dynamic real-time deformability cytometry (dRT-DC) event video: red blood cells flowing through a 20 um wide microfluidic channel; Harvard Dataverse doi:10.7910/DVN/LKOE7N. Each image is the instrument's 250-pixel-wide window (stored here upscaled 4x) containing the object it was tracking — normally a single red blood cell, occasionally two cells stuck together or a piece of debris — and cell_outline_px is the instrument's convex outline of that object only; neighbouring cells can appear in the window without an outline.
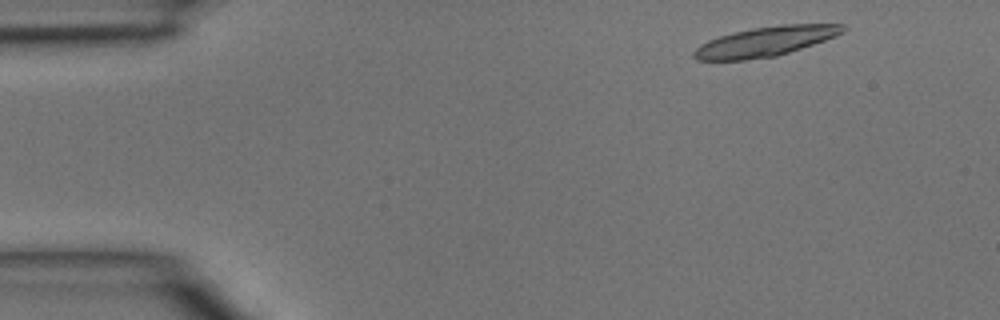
{"species": "common noctule bat (a hibernating species)", "species_latin": "Nyctalus noctula", "temperature_condition": "room temperature", "stored_images_in_passage": 4, "segment_of_instrument_passage": [2, 2], "camera_frame_rate_fps": 3000, "um_per_image_px": 0.085, "animal": {"sex": "male", "body_mass_g": 15.6}, "frame": {"image": 1, "passage_image": 4, "time_ms": 1.0, "image_size_px": [1000, 320], "cell_outline_px": [[844, 32], [836, 36], [776, 56], [744, 60], [696, 60], [692, 56], [692, 52], [700, 44], [708, 40], [732, 32], [752, 28], [780, 24], [844, 24]], "centroid_in_image_um": [65.01, 3.52], "position_along_channel_um": 20.0, "area_um2": 25.66}}